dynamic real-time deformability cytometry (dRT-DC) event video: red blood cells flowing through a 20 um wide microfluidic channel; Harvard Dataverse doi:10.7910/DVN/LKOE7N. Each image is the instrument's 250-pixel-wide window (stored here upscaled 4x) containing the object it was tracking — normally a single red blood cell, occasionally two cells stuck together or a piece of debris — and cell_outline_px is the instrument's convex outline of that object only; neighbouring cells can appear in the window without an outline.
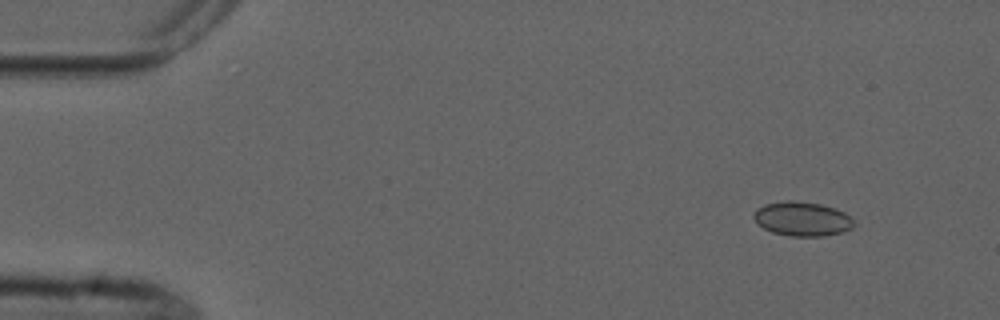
{"species": "common noctule bat (a hibernating species)", "species_latin": "Nyctalus noctula", "temperature_condition": "cold", "stored_images_in_passage": 4, "camera_frame_rate_fps": 3000, "um_per_image_px": 0.085, "animal": {"sex": "male", "forearm_length_mm": 52.5}, "frame": {"image": 1, "passage_image": 1, "time_ms": 0.0, "image_size_px": [1000, 320], "cell_outline_px": [[856, 224], [852, 228], [844, 232], [824, 236], [792, 236], [772, 232], [764, 228], [752, 216], [756, 208], [764, 204], [784, 200], [792, 200], [820, 204], [836, 208], [844, 212]], "centroid_in_image_um": [68.2, 18.6], "position_along_channel_um": 16.8, "area_um2": 20.06}}
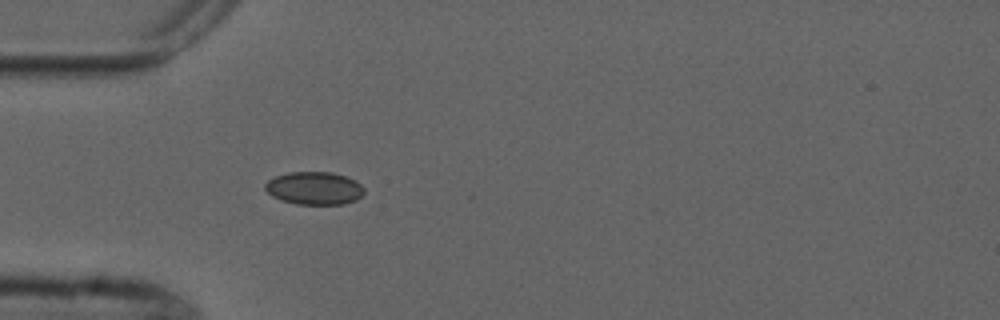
{"frame": {"image": 2, "passage_image": 4, "time_ms": 3.667, "image_size_px": [1000, 320], "cell_outline_px": [[364, 192], [356, 200], [344, 204], [296, 204], [280, 200], [272, 196], [264, 188], [264, 184], [268, 180], [276, 176], [288, 172], [332, 172], [356, 180], [364, 188]], "centroid_in_image_um": [26.7, 16.0], "position_along_channel_um": 58.3, "area_um2": 19.02}}